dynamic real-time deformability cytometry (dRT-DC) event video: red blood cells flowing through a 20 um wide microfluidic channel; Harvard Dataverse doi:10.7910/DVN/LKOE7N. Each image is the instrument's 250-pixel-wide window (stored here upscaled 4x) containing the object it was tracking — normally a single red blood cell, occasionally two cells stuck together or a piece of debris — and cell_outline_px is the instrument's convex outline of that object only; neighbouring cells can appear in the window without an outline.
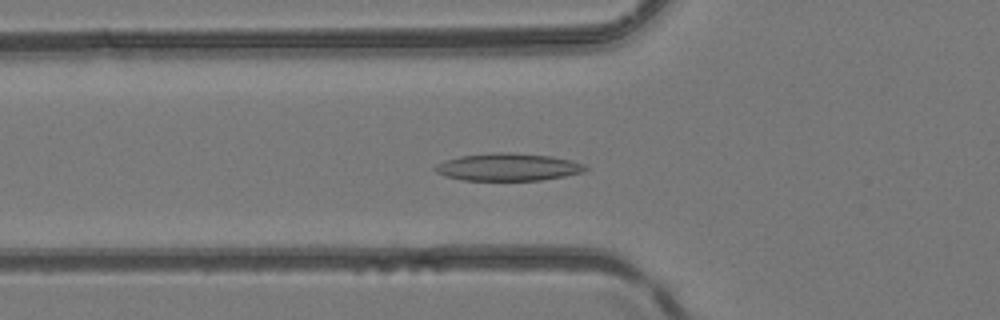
{"species": "common noctule bat (a hibernating species)", "species_latin": "Nyctalus noctula", "temperature_condition": "room temperature", "stored_images_in_passage": 47, "camera_frame_rate_fps": 3000, "um_per_image_px": 0.085, "animal": {"sex": "female", "body_mass_g": 24.6, "forearm_length_mm": 56.2}, "frame": {"image": 1, "passage_image": 17, "time_ms": 5.333, "image_size_px": [1000, 320], "cell_outline_px": [[588, 168], [584, 172], [564, 176], [540, 180], [460, 180], [444, 176], [436, 172], [432, 168], [436, 164], [444, 160], [460, 156], [492, 152], [508, 152], [552, 156], [572, 160], [584, 164]], "centroid_in_image_um": [43.15, 14.19], "position_along_channel_um": 82.6, "area_um2": 24.28}}
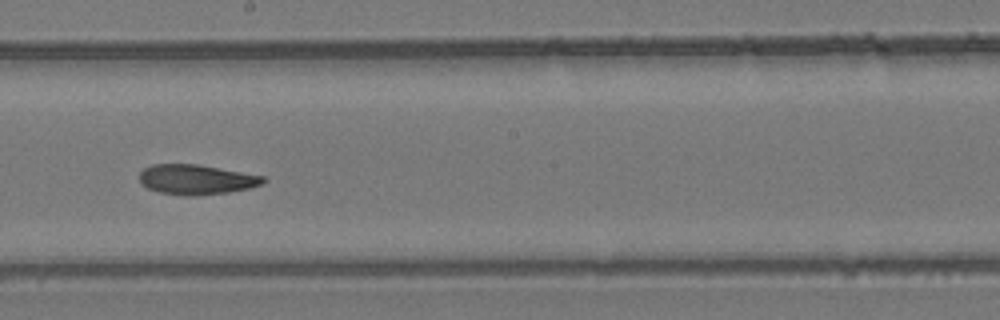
{"frame": {"image": 2, "passage_image": 27, "time_ms": 8.667, "image_size_px": [1000, 320], "cell_outline_px": [[268, 180], [264, 184], [248, 188], [228, 192], [192, 196], [184, 196], [160, 192], [148, 188], [140, 184], [140, 172], [144, 168], [152, 164], [196, 164], [264, 176]], "centroid_in_image_um": [16.68, 15.26], "position_along_channel_um": 231.5, "area_um2": 21.56}}
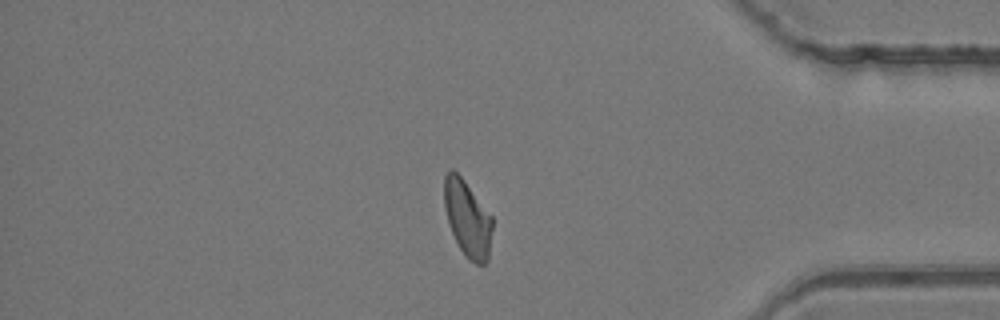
{"frame": {"image": 3, "passage_image": 40, "time_ms": 13.0, "image_size_px": [1000, 320], "cell_outline_px": [[492, 228], [488, 260], [484, 264], [476, 264], [468, 260], [464, 256], [452, 232], [444, 208], [444, 176], [452, 168], [464, 180], [492, 216]], "centroid_in_image_um": [39.73, 18.59], "position_along_channel_um": 395.5, "area_um2": 21.27}}